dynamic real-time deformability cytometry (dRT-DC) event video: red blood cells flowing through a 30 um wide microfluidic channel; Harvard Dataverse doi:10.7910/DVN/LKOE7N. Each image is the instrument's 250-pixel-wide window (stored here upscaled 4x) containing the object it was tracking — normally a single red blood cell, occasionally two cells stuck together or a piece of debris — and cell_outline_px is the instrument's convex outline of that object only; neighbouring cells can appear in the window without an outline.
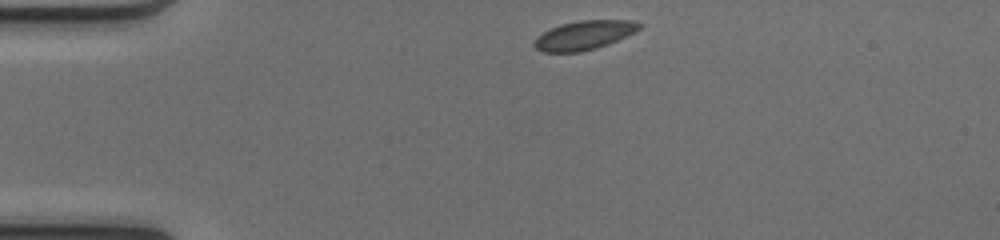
{"species": "common noctule bat (a hibernating species)", "species_latin": "Nyctalus noctula", "temperature_condition": "cold", "stored_images_in_passage": 40, "camera_frame_rate_fps": 3000, "um_per_image_px": 0.085, "animal": {"sex": "female", "body_mass_g": 17.0, "forearm_length_mm": 48.0}, "frame": {"image": 1, "passage_image": 1, "time_ms": 0.0, "image_size_px": [1000, 240], "cell_outline_px": [[644, 24], [636, 32], [608, 44], [596, 48], [580, 52], [544, 52], [536, 48], [532, 44], [544, 32], [560, 24], [580, 20], [632, 20]], "centroid_in_image_um": [49.71, 2.98], "position_along_channel_um": 35.3, "area_um2": 17.69}}
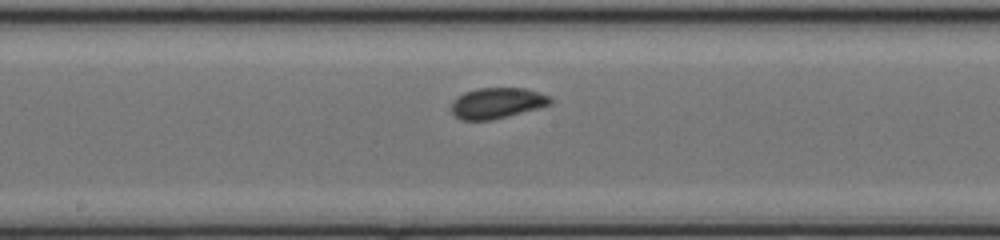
{"frame": {"image": 2, "passage_image": 17, "time_ms": 5.333, "image_size_px": [1000, 240], "cell_outline_px": [[552, 104], [508, 116], [492, 120], [460, 120], [452, 116], [452, 100], [464, 92], [476, 88], [524, 88], [540, 92], [552, 96]], "centroid_in_image_um": [42.24, 8.76], "position_along_channel_um": 206.0, "area_um2": 17.98}}
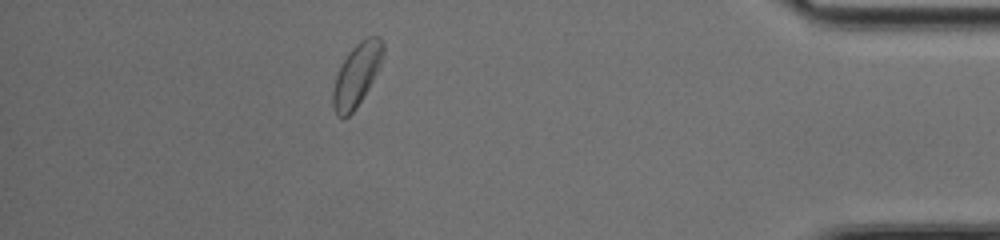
{"frame": {"image": 3, "passage_image": 35, "time_ms": 11.333, "image_size_px": [1000, 240], "cell_outline_px": [[384, 52], [380, 68], [356, 108], [344, 120], [340, 120], [336, 116], [332, 108], [332, 88], [340, 64], [348, 52], [360, 40], [368, 36], [380, 36], [384, 44]], "centroid_in_image_um": [30.29, 6.38], "position_along_channel_um": 404.9, "area_um2": 18.79}, "authors_computed_cell_mechanics": {"area_um2": 17.7157, "velocity_mm_per_s": 4.087, "shape_relaxation_time_tau1_ms": 6.8237, "shape_relaxation_time_tau2_ms": null, "deformation_change_tau1": 0.1134, "deformation_change_tau2": null}}